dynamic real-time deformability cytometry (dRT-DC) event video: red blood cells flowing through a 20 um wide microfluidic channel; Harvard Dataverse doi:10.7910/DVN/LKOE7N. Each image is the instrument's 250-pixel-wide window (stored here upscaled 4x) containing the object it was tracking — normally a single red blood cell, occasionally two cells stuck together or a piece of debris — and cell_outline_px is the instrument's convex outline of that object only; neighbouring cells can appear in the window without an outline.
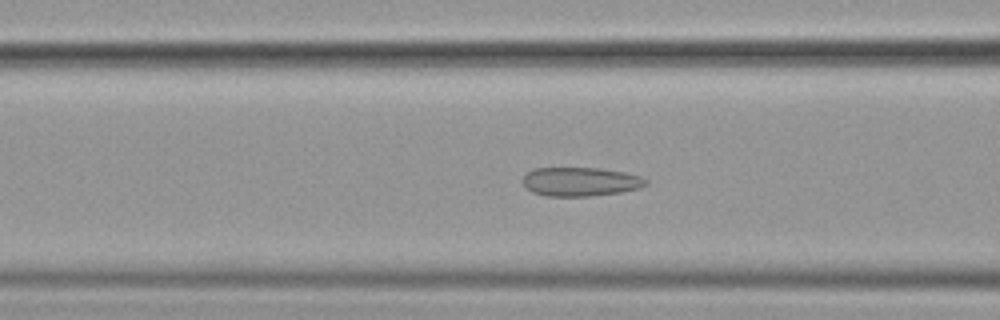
{"species": "common noctule bat (a hibernating species)", "species_latin": "Nyctalus noctula", "temperature_condition": "cold", "stored_images_in_passage": 55, "camera_frame_rate_fps": 3000, "um_per_image_px": 0.085, "animal": {"sex": "female", "body_mass_g": 19.9}, "frame": {"image": 1, "passage_image": 22, "time_ms": 7.0, "image_size_px": [1000, 320], "cell_outline_px": [[648, 184], [640, 188], [620, 192], [588, 196], [548, 196], [532, 192], [524, 188], [520, 180], [528, 172], [536, 168], [596, 168], [624, 172], [640, 176], [648, 180]], "centroid_in_image_um": [49.3, 15.45], "position_along_channel_um": 117.3, "area_um2": 20.81}}
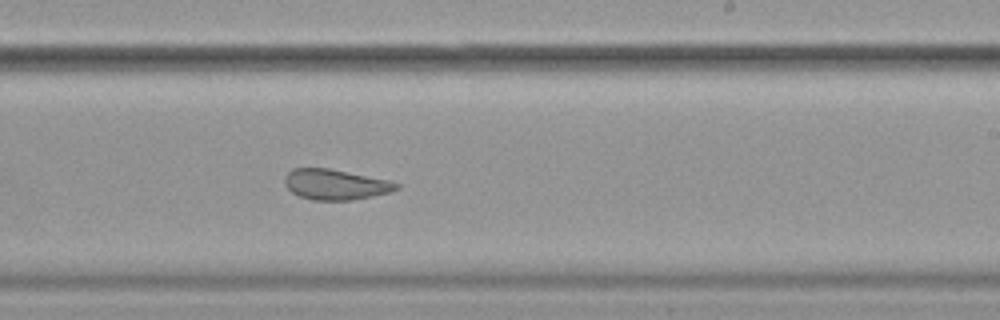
{"frame": {"image": 2, "passage_image": 34, "time_ms": 11.0, "image_size_px": [1000, 320], "cell_outline_px": [[400, 188], [388, 192], [372, 196], [352, 200], [312, 200], [300, 196], [292, 192], [284, 184], [284, 176], [292, 168], [328, 168], [388, 180], [400, 184]], "centroid_in_image_um": [28.48, 15.68], "position_along_channel_um": 260.5, "area_um2": 19.71}}
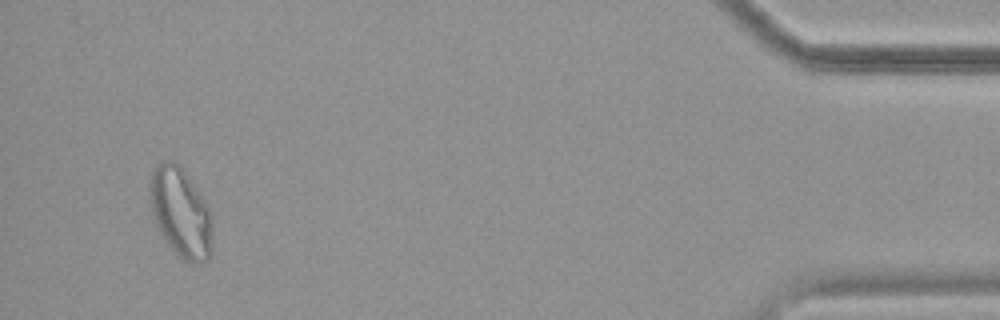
{"frame": {"image": 3, "passage_image": 53, "time_ms": 17.333, "image_size_px": [1000, 320], "cell_outline_px": [[212, 252], [208, 260], [200, 264], [192, 264], [184, 260], [168, 244], [152, 212], [148, 192], [148, 188], [152, 168], [156, 164], [164, 160], [172, 160], [180, 164], [184, 168], [208, 208], [212, 224]], "centroid_in_image_um": [15.36, 18.03], "position_along_channel_um": 419.8, "area_um2": 32.71}, "authors_computed_cell_mechanics": {"area_um2": 23.8714, "velocity_mm_per_s": 3.5884, "shape_relaxation_time_tau1_ms": null, "shape_relaxation_time_tau2_ms": 2.3545, "deformation_change_tau1": null, "deformation_change_tau2": 0.0762}}